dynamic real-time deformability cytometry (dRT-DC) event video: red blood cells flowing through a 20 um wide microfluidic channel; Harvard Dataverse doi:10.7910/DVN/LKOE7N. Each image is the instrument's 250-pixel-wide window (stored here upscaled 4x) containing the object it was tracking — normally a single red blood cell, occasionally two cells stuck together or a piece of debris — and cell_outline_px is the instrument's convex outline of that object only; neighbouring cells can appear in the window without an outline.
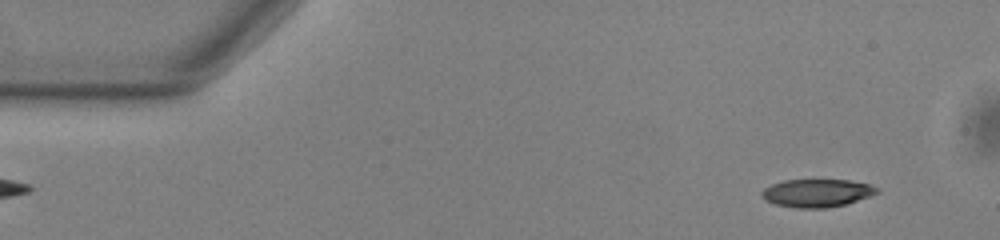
{"species": "common noctule bat (a hibernating species)", "species_latin": "Nyctalus noctula", "temperature_condition": "warm", "stored_images_in_passage": 53, "camera_frame_rate_fps": 3000, "um_per_image_px": 0.085, "animal": {"sex": "male", "body_mass_g": 13.0, "forearm_length_mm": 53.1}, "frame": {"image": 1, "passage_image": 4, "time_ms": 1.0, "image_size_px": [1000, 240], "cell_outline_px": [[880, 192], [844, 204], [824, 208], [796, 208], [776, 204], [764, 200], [760, 196], [760, 192], [764, 188], [772, 184], [784, 180], [848, 180], [868, 184], [880, 188]], "centroid_in_image_um": [69.39, 16.4], "position_along_channel_um": 15.6, "area_um2": 18.67}}
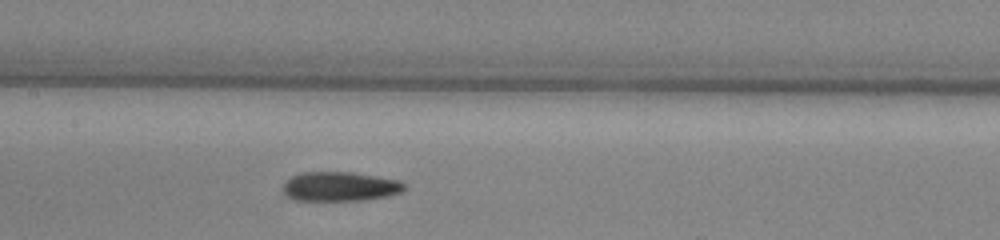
{"frame": {"image": 2, "passage_image": 25, "time_ms": 8.0, "image_size_px": [1000, 240], "cell_outline_px": [[408, 188], [400, 192], [388, 196], [360, 200], [296, 200], [288, 196], [284, 192], [284, 184], [292, 176], [304, 172], [352, 172], [376, 176], [396, 180], [404, 184]], "centroid_in_image_um": [28.92, 15.85], "position_along_channel_um": 178.5, "area_um2": 20.46}}
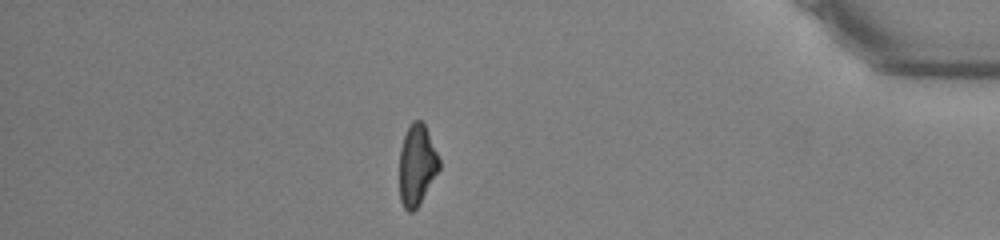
{"frame": {"image": 3, "passage_image": 46, "time_ms": 15.0, "image_size_px": [1000, 240], "cell_outline_px": [[440, 168], [420, 204], [412, 212], [408, 212], [404, 208], [400, 200], [400, 148], [404, 136], [412, 120], [420, 120], [424, 124], [428, 132], [440, 160]], "centroid_in_image_um": [35.43, 14.05], "position_along_channel_um": 399.8, "area_um2": 18.67}, "authors_computed_cell_mechanics": {"area_um2": 19.7676, "velocity_mm_per_s": 3.7785, "shape_relaxation_time_tau1_ms": 6.4228, "shape_relaxation_time_tau2_ms": 5.2899, "deformation_change_tau1": 0.1834, "deformation_change_tau2": 0.1529}}